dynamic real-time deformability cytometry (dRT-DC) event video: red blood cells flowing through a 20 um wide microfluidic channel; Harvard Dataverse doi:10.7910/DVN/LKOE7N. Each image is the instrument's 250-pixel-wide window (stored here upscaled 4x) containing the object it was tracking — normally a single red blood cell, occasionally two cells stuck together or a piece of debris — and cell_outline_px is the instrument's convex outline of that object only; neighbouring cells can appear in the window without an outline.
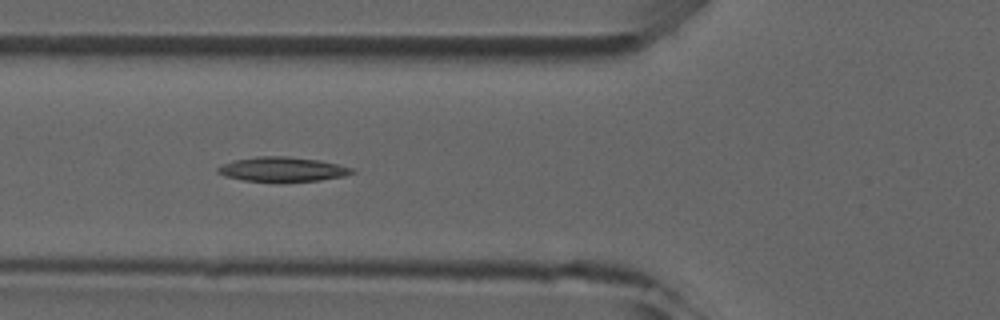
{"species": "common noctule bat (a hibernating species)", "species_latin": "Nyctalus noctula", "temperature_condition": "room temperature", "stored_images_in_passage": 8, "camera_frame_rate_fps": 3000, "um_per_image_px": 0.085, "animal": {"sex": "male", "forearm_length_mm": 52.5}, "frame": {"image": 1, "passage_image": 6, "time_ms": 5.667, "image_size_px": [1000, 320], "cell_outline_px": [[356, 172], [344, 176], [320, 180], [244, 180], [224, 176], [216, 172], [216, 168], [220, 164], [236, 160], [256, 156], [288, 156], [316, 160], [336, 164], [352, 168]], "centroid_in_image_um": [23.95, 14.37], "position_along_channel_um": 101.8, "area_um2": 18.67}}
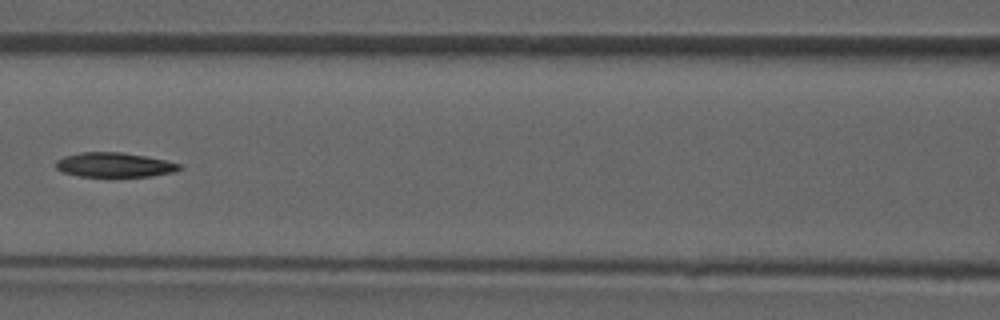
{"frame": {"image": 2, "passage_image": 7, "time_ms": 7.0, "image_size_px": [1000, 320], "cell_outline_px": [[184, 168], [176, 172], [152, 176], [80, 176], [60, 172], [56, 168], [56, 160], [64, 156], [80, 152], [120, 152], [144, 156], [184, 164]], "centroid_in_image_um": [9.75, 14.01], "position_along_channel_um": 156.8, "area_um2": 17.8}}